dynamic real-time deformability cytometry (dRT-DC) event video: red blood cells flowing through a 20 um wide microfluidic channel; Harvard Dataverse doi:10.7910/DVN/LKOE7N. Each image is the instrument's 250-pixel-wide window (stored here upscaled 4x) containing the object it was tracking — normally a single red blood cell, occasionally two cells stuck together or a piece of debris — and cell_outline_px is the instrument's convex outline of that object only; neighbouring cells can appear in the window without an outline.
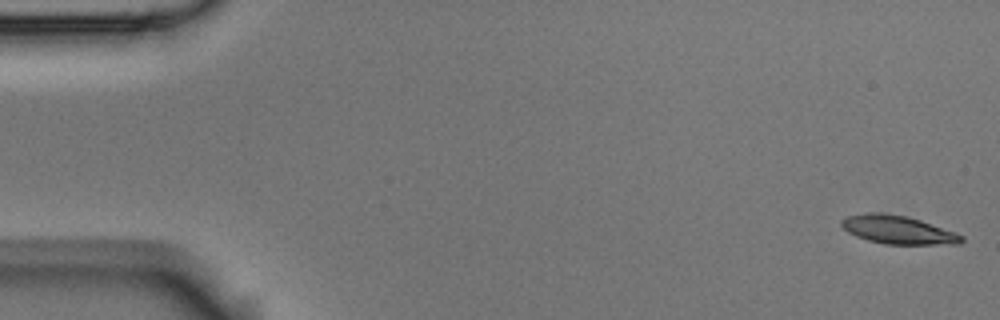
{"species": "Egyptian fruit bat (a non-hibernating species)", "species_latin": "Rousettus aegyptiacus", "temperature_condition": "room temperature", "stored_images_in_passage": 6, "segment_of_instrument_passage": [1, 2], "camera_frame_rate_fps": 3000, "um_per_image_px": 0.085, "animal": {"sex": "male"}, "frame": {"image": 1, "passage_image": 1, "time_ms": 0.0, "image_size_px": [1000, 320], "cell_outline_px": [[964, 240], [960, 244], [884, 244], [868, 240], [856, 236], [848, 232], [840, 224], [840, 220], [844, 216], [868, 212], [876, 212], [908, 216], [956, 232], [964, 236]], "centroid_in_image_um": [76.31, 19.52], "position_along_channel_um": 8.7, "area_um2": 19.94}}
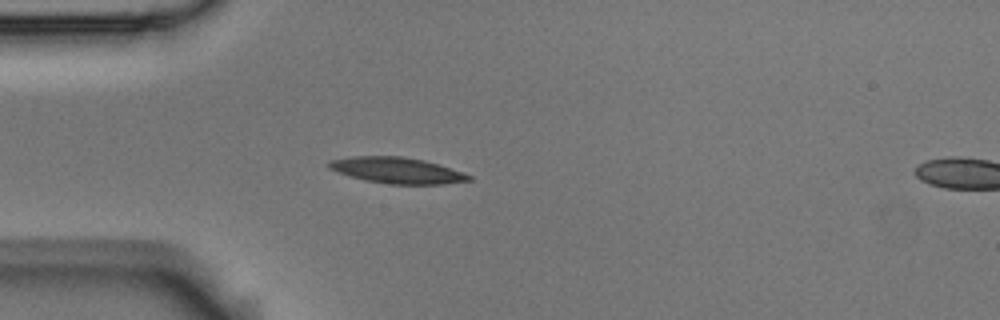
{"frame": {"image": 2, "passage_image": 5, "time_ms": 1.333, "image_size_px": [1000, 320], "cell_outline_px": [[472, 180], [444, 184], [388, 184], [364, 180], [336, 172], [328, 168], [324, 164], [328, 160], [352, 156], [400, 156], [424, 160], [464, 172], [472, 176]], "centroid_in_image_um": [33.69, 14.48], "position_along_channel_um": 51.3, "area_um2": 21.44}}